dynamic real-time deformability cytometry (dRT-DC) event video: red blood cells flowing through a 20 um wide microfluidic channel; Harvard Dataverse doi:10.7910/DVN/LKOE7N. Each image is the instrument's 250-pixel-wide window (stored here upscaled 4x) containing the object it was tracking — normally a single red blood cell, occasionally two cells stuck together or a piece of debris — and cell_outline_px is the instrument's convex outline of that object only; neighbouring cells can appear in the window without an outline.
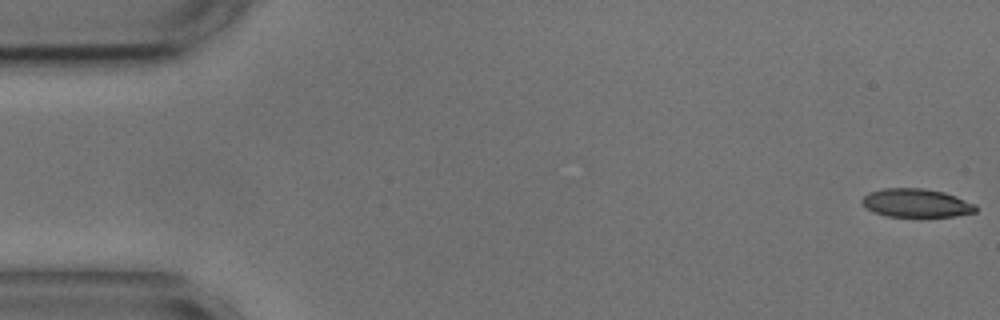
{"species": "common noctule bat (a hibernating species)", "species_latin": "Nyctalus noctula", "temperature_condition": "cold", "stored_images_in_passage": 55, "camera_frame_rate_fps": 3000, "um_per_image_px": 0.085, "animal": {"sex": "male", "body_mass_g": 17.9, "forearm_length_mm": 54.2}, "frame": {"image": 1, "passage_image": 1, "time_ms": 0.0, "image_size_px": [1000, 320], "cell_outline_px": [[976, 212], [952, 216], [888, 216], [876, 212], [868, 208], [860, 200], [868, 192], [884, 188], [920, 188], [944, 192], [956, 196], [976, 204]], "centroid_in_image_um": [77.89, 17.24], "position_along_channel_um": 7.1, "area_um2": 18.61}}
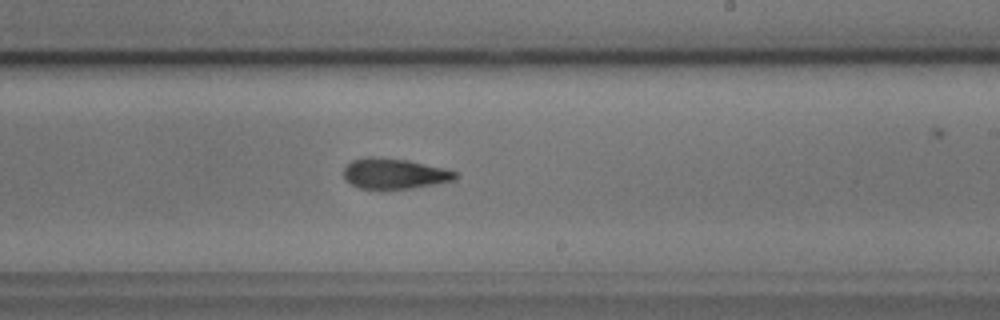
{"frame": {"image": 2, "passage_image": 32, "time_ms": 10.333, "image_size_px": [1000, 320], "cell_outline_px": [[460, 176], [456, 180], [412, 188], [360, 188], [344, 180], [344, 168], [352, 160], [368, 156], [372, 156], [408, 160], [444, 168], [460, 172]], "centroid_in_image_um": [33.57, 14.74], "position_along_channel_um": 255.4, "area_um2": 19.88}}
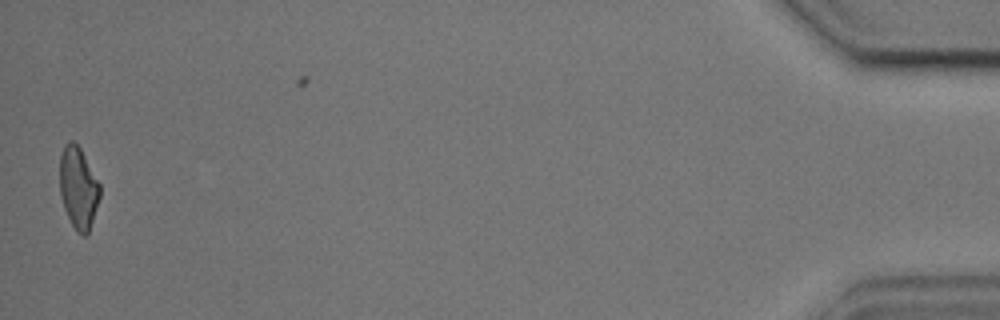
{"frame": {"image": 3, "passage_image": 54, "time_ms": 17.667, "image_size_px": [1000, 320], "cell_outline_px": [[100, 196], [88, 236], [84, 236], [76, 232], [64, 208], [60, 196], [60, 156], [64, 144], [68, 140], [72, 140], [80, 148], [100, 184]], "centroid_in_image_um": [6.65, 15.98], "position_along_channel_um": 428.5, "area_um2": 19.19}, "authors_computed_cell_mechanics": {"area_um2": 20.0566, "velocity_mm_per_s": 3.6457, "shape_relaxation_time_tau1_ms": 3.2168, "shape_relaxation_time_tau2_ms": 3.1624, "deformation_change_tau1": 0.1456, "deformation_change_tau2": 0.1229}}